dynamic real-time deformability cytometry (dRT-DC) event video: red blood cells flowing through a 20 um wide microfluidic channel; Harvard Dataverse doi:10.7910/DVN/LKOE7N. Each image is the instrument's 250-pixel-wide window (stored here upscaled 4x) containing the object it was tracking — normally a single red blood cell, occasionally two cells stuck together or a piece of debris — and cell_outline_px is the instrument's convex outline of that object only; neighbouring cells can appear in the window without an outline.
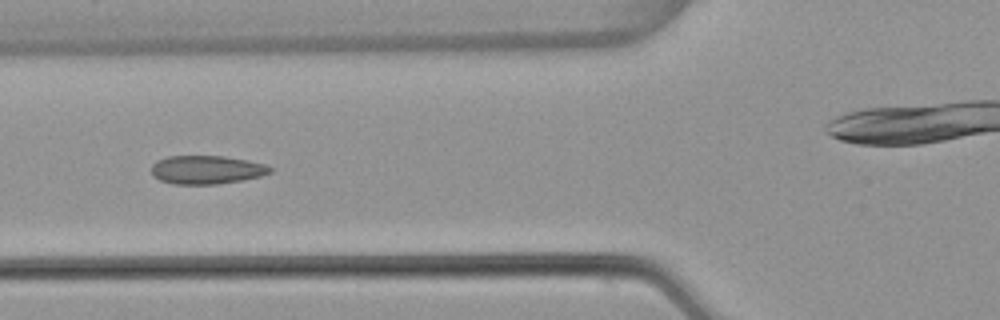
{"species": "common noctule bat (a hibernating species)", "species_latin": "Nyctalus noctula", "temperature_condition": "warm", "stored_images_in_passage": 10, "camera_frame_rate_fps": 3000, "um_per_image_px": 0.085, "animal": {"sex": "female", "body_mass_g": 22.7, "forearm_length_mm": 54.2}, "frame": {"image": 1, "passage_image": 6, "time_ms": 1.667, "image_size_px": [1000, 320], "cell_outline_px": [[272, 172], [260, 176], [240, 180], [216, 184], [172, 184], [160, 180], [152, 176], [152, 164], [156, 160], [168, 156], [224, 156], [248, 160], [264, 164], [272, 168]], "centroid_in_image_um": [17.53, 14.42], "position_along_channel_um": 108.3, "area_um2": 19.71}}